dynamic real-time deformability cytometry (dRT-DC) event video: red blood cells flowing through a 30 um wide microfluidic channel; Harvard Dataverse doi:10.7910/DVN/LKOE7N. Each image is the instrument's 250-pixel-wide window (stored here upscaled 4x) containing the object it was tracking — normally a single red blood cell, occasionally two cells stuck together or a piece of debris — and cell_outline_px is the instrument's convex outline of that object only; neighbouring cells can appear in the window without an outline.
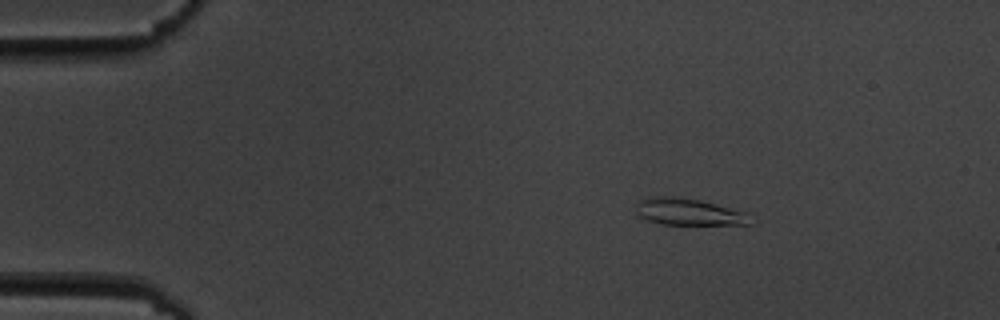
{"species": "common noctule bat (a hibernating species)", "species_latin": "Nyctalus noctula", "temperature_condition": "cold", "stored_images_in_passage": 4, "camera_frame_rate_fps": 3000, "um_per_image_px": 0.085, "animal": {"sex": "male", "body_mass_g": 19.5, "forearm_length_mm": 54.6}, "frame": {"image": 1, "passage_image": 1, "time_ms": 0.0, "image_size_px": [1000, 320], "cell_outline_px": [[752, 224], [664, 224], [648, 220], [640, 216], [636, 212], [640, 200], [652, 196], [672, 196], [700, 200], [748, 212]], "centroid_in_image_um": [58.57, 18.0], "position_along_channel_um": 26.4, "area_um2": 17.63}}